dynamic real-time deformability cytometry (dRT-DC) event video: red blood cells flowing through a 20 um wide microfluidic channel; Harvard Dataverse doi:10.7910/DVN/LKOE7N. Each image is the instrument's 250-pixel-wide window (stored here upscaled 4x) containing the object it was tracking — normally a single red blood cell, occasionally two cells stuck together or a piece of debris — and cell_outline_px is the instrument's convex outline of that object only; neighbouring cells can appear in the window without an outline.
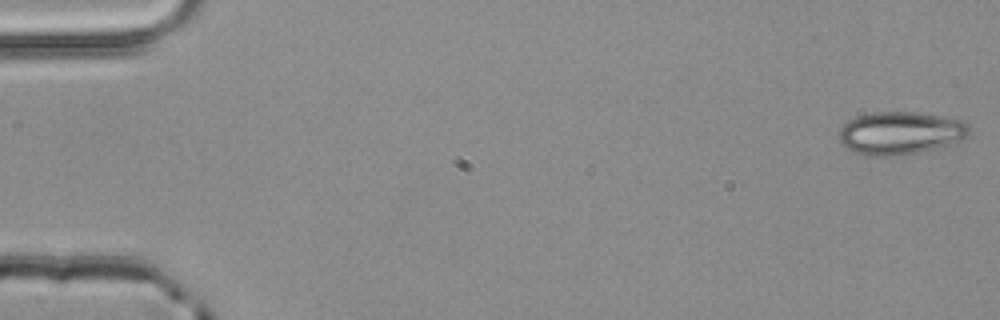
{"species": "common noctule bat (a hibernating species)", "species_latin": "Nyctalus noctula", "temperature_condition": "room temperature", "stored_images_in_passage": 5, "segment_of_instrument_passage": [1, 2], "camera_frame_rate_fps": 3000, "um_per_image_px": 0.085, "animal": {"sex": "male", "body_mass_g": 20.4}, "frame": {"image": 1, "passage_image": 1, "time_ms": 0.0, "image_size_px": [1000, 320], "cell_outline_px": [[968, 136], [948, 144], [916, 152], [892, 156], [872, 156], [852, 152], [840, 144], [840, 128], [848, 120], [860, 116], [876, 112], [916, 112], [964, 120], [968, 124]], "centroid_in_image_um": [76.49, 11.3], "position_along_channel_um": 8.5, "area_um2": 32.08}}